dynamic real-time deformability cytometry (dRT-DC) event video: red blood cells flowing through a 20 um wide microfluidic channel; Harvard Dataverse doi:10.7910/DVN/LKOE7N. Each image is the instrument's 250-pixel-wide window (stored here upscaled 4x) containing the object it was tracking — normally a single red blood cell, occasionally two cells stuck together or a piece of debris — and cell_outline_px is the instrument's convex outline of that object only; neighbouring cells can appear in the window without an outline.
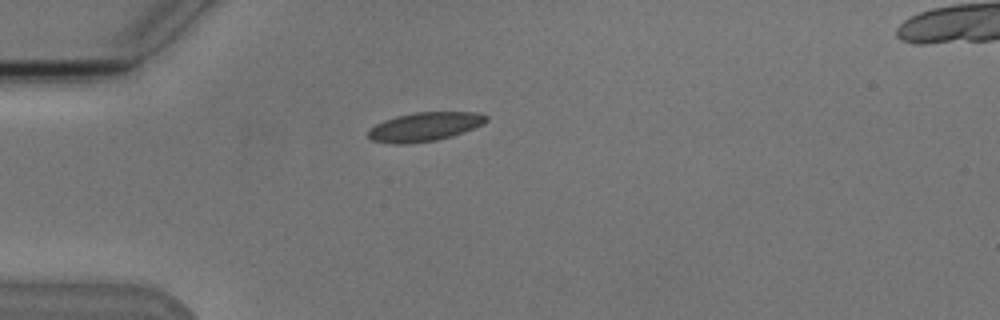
{"species": "Egyptian fruit bat (a non-hibernating species)", "species_latin": "Rousettus aegyptiacus", "temperature_condition": "cold", "stored_images_in_passage": 2, "camera_frame_rate_fps": 3000, "um_per_image_px": 0.085, "animal": {"sex": "male"}, "frame": {"image": 1, "passage_image": 1, "time_ms": 0.0, "image_size_px": [1000, 320], "cell_outline_px": [[488, 120], [484, 124], [464, 132], [452, 136], [436, 140], [408, 144], [392, 144], [372, 140], [368, 136], [368, 132], [376, 124], [384, 120], [396, 116], [416, 112], [476, 112], [488, 116]], "centroid_in_image_um": [36.12, 10.77], "position_along_channel_um": 48.9, "area_um2": 19.88}}